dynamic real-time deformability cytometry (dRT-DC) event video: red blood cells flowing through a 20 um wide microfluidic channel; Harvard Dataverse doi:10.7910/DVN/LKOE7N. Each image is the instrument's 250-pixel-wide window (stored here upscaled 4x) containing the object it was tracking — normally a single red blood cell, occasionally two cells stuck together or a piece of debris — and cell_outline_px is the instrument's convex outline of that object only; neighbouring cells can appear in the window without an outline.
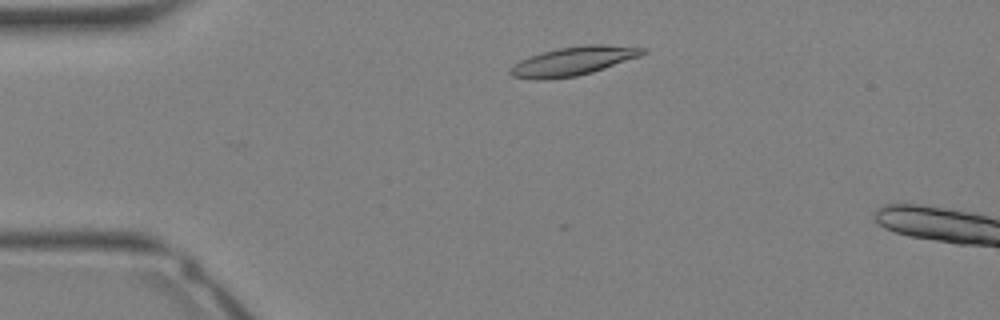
{"species": "Egyptian fruit bat (a non-hibernating species)", "species_latin": "Rousettus aegyptiacus", "temperature_condition": "warm", "stored_images_in_passage": 7, "camera_frame_rate_fps": 3000, "um_per_image_px": 0.085, "animal": {"sex": "female"}, "frame": {"image": 1, "passage_image": 4, "time_ms": 1.0, "image_size_px": [1000, 320], "cell_outline_px": [[648, 52], [640, 56], [592, 72], [576, 76], [548, 80], [536, 80], [512, 76], [508, 72], [520, 60], [544, 52], [560, 48], [584, 44], [604, 44], [648, 48]], "centroid_in_image_um": [48.78, 5.19], "position_along_channel_um": 36.2, "area_um2": 22.08}}